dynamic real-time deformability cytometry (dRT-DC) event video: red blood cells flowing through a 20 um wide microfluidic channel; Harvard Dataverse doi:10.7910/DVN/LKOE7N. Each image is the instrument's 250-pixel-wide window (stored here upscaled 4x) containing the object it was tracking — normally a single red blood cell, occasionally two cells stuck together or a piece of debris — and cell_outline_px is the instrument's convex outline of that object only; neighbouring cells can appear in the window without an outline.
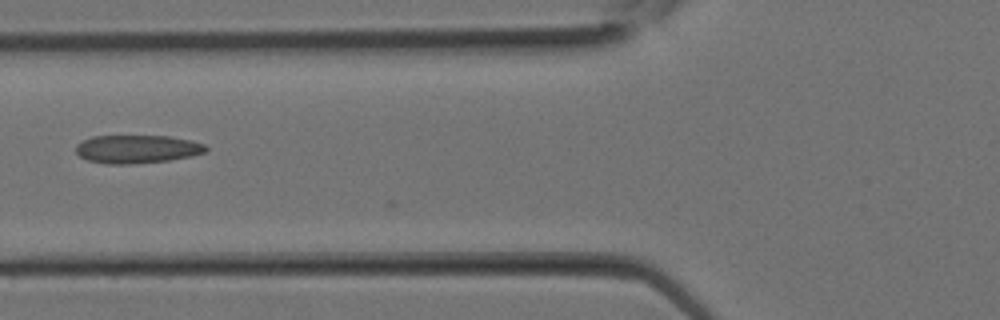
{"species": "Egyptian fruit bat (a non-hibernating species)", "species_latin": "Rousettus aegyptiacus", "temperature_condition": "room temperature", "stored_images_in_passage": 4, "camera_frame_rate_fps": 3000, "um_per_image_px": 0.085, "animal": {"sex": "female"}, "frame": {"image": 1, "passage_image": 3, "time_ms": 0.667, "image_size_px": [1000, 320], "cell_outline_px": [[208, 148], [204, 152], [192, 156], [168, 160], [128, 164], [108, 164], [88, 160], [80, 156], [76, 152], [76, 144], [92, 136], [168, 136], [188, 140], [204, 144]], "centroid_in_image_um": [11.63, 12.67], "position_along_channel_um": 114.2, "area_um2": 21.15}}